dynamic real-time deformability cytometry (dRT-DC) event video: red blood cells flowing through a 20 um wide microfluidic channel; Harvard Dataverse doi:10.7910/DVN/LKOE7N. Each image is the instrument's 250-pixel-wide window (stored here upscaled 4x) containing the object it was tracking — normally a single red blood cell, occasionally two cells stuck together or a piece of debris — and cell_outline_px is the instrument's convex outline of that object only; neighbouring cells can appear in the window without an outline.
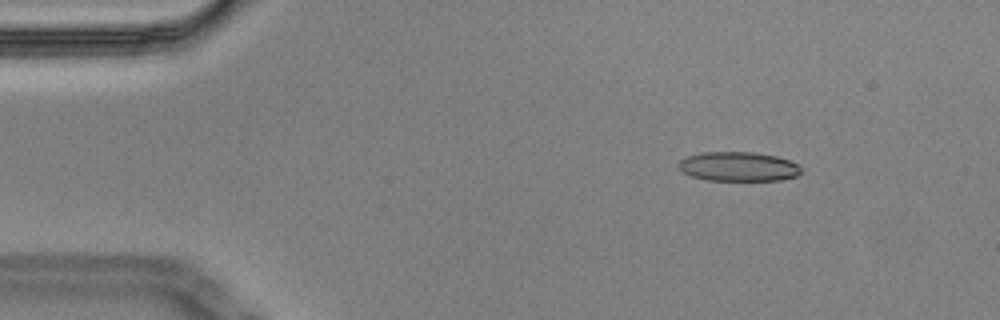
{"species": "Egyptian fruit bat (a non-hibernating species)", "species_latin": "Rousettus aegyptiacus", "temperature_condition": "cold", "stored_images_in_passage": 4, "camera_frame_rate_fps": 3000, "um_per_image_px": 0.085, "animal": {"sex": "male"}, "frame": {"image": 1, "passage_image": 3, "time_ms": 0.667, "image_size_px": [1000, 320], "cell_outline_px": [[804, 172], [796, 176], [780, 180], [704, 180], [680, 172], [676, 168], [676, 164], [680, 160], [688, 156], [700, 152], [752, 152], [776, 156], [800, 164], [804, 168]], "centroid_in_image_um": [62.75, 14.16], "position_along_channel_um": 22.2, "area_um2": 21.39}}